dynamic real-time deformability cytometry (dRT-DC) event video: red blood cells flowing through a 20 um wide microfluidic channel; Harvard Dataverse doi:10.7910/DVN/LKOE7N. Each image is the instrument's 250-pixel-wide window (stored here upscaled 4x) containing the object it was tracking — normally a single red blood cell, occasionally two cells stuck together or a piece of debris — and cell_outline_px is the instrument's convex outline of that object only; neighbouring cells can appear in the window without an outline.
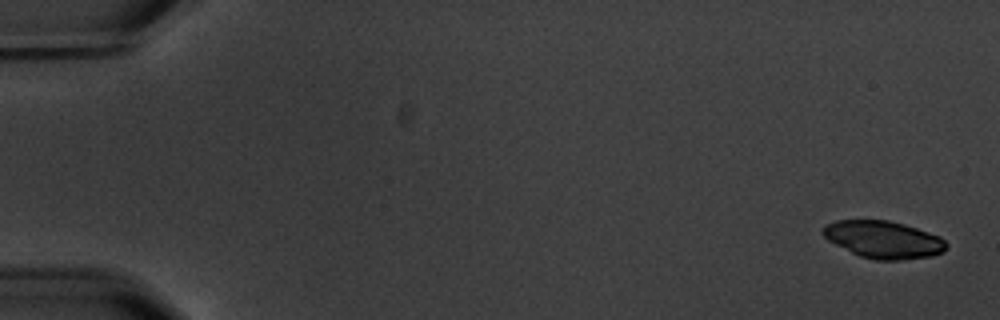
{"species": "common noctule bat (a hibernating species)", "species_latin": "Nyctalus noctula", "temperature_condition": "warm", "stored_images_in_passage": 6, "camera_frame_rate_fps": 3000, "um_per_image_px": 0.085, "animal": {"sex": "male", "body_mass_g": 20.1, "forearm_length_mm": 53.5}, "frame": {"image": 1, "passage_image": 1, "time_ms": 0.0, "image_size_px": [1000, 320], "cell_outline_px": [[948, 248], [944, 252], [928, 256], [900, 260], [876, 260], [860, 256], [828, 240], [820, 232], [824, 224], [836, 220], [888, 220], [904, 224], [940, 236], [948, 244]], "centroid_in_image_um": [75.09, 20.35], "position_along_channel_um": 9.9, "area_um2": 26.82}}
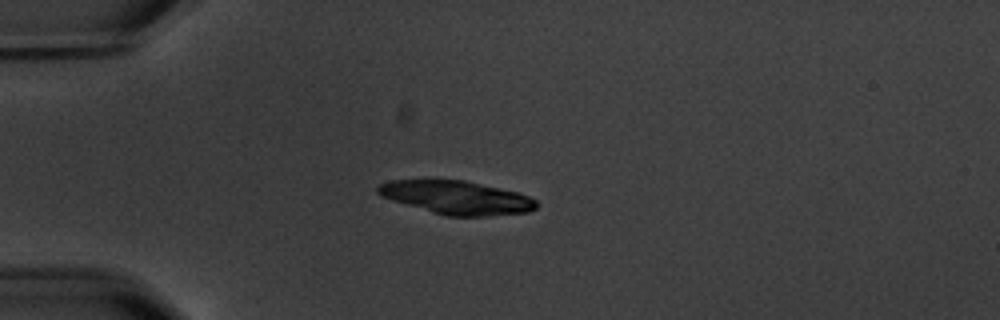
{"frame": {"image": 2, "passage_image": 5, "time_ms": 4.667, "image_size_px": [1000, 320], "cell_outline_px": [[536, 208], [528, 212], [484, 216], [448, 216], [432, 212], [392, 200], [380, 196], [376, 192], [376, 188], [380, 184], [392, 180], [464, 180], [520, 192], [536, 200]], "centroid_in_image_um": [38.82, 16.79], "position_along_channel_um": 46.2, "area_um2": 30.69}}